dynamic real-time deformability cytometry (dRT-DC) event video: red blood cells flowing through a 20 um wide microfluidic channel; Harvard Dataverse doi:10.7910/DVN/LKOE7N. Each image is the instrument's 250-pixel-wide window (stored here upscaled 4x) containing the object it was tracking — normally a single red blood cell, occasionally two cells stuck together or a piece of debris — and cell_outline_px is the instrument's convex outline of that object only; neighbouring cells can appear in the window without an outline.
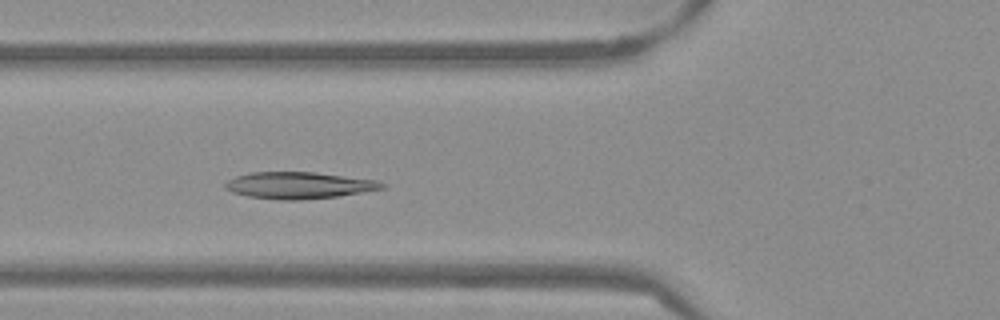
{"species": "Egyptian fruit bat (a non-hibernating species)", "species_latin": "Rousettus aegyptiacus", "temperature_condition": "warm", "stored_images_in_passage": 53, "camera_frame_rate_fps": 3000, "um_per_image_px": 0.085, "frame": {"image": 1, "passage_image": 20, "time_ms": 6.333, "image_size_px": [1000, 320], "cell_outline_px": [[384, 188], [336, 196], [300, 200], [280, 200], [248, 196], [232, 192], [224, 188], [224, 184], [228, 180], [236, 176], [252, 172], [316, 172], [376, 180], [384, 184]], "centroid_in_image_um": [25.35, 15.75], "position_along_channel_um": 100.4, "area_um2": 24.16}}
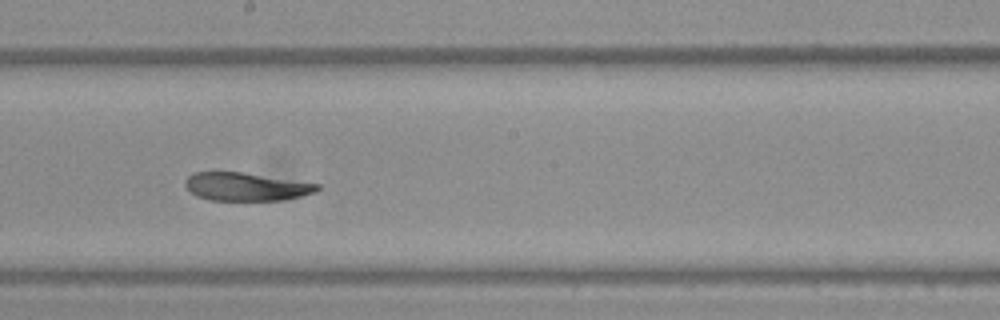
{"frame": {"image": 2, "passage_image": 30, "time_ms": 9.667, "image_size_px": [1000, 320], "cell_outline_px": [[320, 188], [316, 192], [284, 200], [208, 200], [196, 196], [184, 184], [184, 180], [192, 172], [240, 172], [320, 184]], "centroid_in_image_um": [20.9, 15.87], "position_along_channel_um": 227.3, "area_um2": 21.56}}
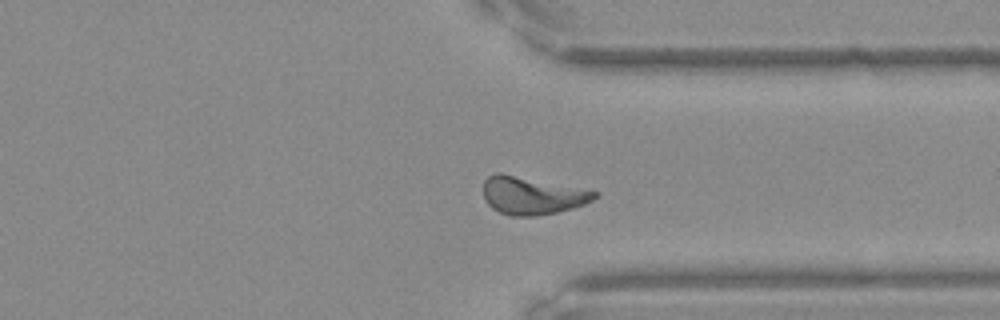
{"frame": {"image": 3, "passage_image": 41, "time_ms": 13.333, "image_size_px": [1000, 320], "cell_outline_px": [[596, 196], [592, 200], [584, 204], [572, 208], [556, 212], [536, 216], [512, 216], [500, 212], [492, 208], [484, 200], [484, 180], [488, 176], [496, 172], [500, 172], [596, 192]], "centroid_in_image_um": [45.14, 16.63], "position_along_channel_um": 366.3, "area_um2": 23.99}, "authors_computed_cell_mechanics": {"area_um2": 23.9292, "velocity_mm_per_s": 3.7954, "shape_relaxation_time_tau1_ms": null, "shape_relaxation_time_tau2_ms": 7.6338, "deformation_change_tau1": null, "deformation_change_tau2": 0.1484}}